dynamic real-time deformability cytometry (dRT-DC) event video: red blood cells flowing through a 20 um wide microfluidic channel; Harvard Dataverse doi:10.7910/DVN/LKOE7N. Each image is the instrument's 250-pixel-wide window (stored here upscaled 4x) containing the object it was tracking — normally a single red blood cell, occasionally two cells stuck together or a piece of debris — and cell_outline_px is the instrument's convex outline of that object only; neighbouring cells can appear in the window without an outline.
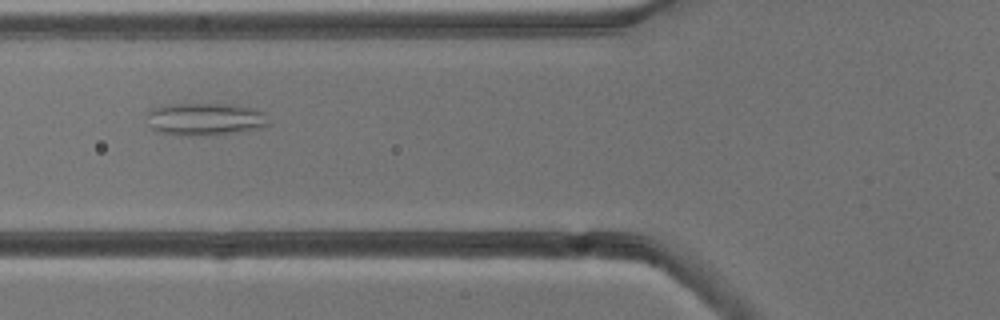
{"species": "common noctule bat (a hibernating species)", "species_latin": "Nyctalus noctula", "temperature_condition": "cold", "stored_images_in_passage": 8, "camera_frame_rate_fps": 3000, "um_per_image_px": 0.085, "animal": {"sex": "male", "body_mass_g": 13.3}, "frame": {"image": 1, "passage_image": 6, "time_ms": 6.0, "image_size_px": [1000, 320], "cell_outline_px": [[272, 124], [260, 128], [232, 132], [192, 136], [188, 136], [160, 132], [152, 128], [148, 112], [152, 108], [164, 104], [224, 104], [248, 108], [264, 112]], "centroid_in_image_um": [17.45, 10.12], "position_along_channel_um": 108.4, "area_um2": 22.6}}